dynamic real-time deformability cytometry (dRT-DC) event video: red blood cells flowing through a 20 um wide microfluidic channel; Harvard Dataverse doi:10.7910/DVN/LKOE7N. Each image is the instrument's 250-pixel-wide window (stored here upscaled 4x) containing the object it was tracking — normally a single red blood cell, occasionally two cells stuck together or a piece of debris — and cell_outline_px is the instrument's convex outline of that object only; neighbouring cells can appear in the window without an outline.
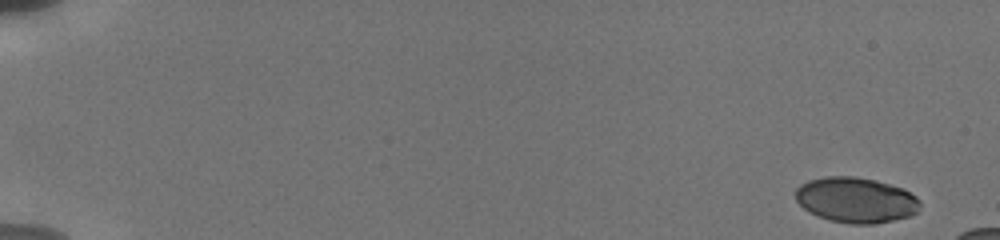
{"species": "human", "species_latin": "Homo sapiens", "temperature_condition": "cold", "stored_images_in_passage": 61, "camera_frame_rate_fps": 3000, "um_per_image_px": 0.085, "donor": {"sex": "male"}, "frame": {"image": 1, "passage_image": 1, "time_ms": 0.0, "image_size_px": [1000, 240], "cell_outline_px": [[920, 204], [916, 212], [908, 216], [876, 224], [848, 224], [828, 220], [816, 216], [808, 212], [796, 200], [796, 188], [800, 184], [808, 180], [828, 176], [852, 176], [876, 180], [900, 188], [916, 196], [920, 200]], "centroid_in_image_um": [72.71, 17.01], "position_along_channel_um": 12.3, "area_um2": 32.95}}
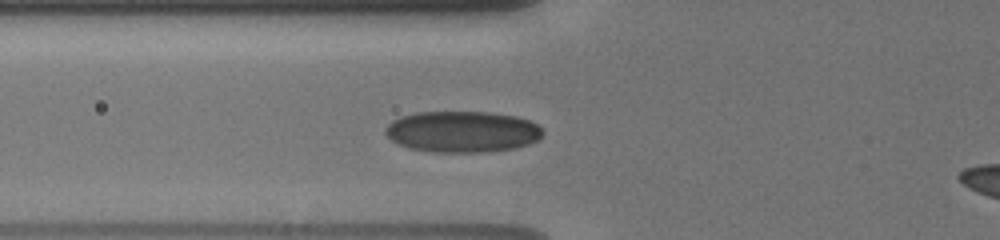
{"frame": {"image": 2, "passage_image": 17, "time_ms": 6.667, "image_size_px": [1000, 240], "cell_outline_px": [[544, 132], [536, 140], [528, 144], [512, 148], [488, 152], [432, 152], [408, 148], [392, 140], [384, 132], [384, 128], [392, 120], [400, 116], [416, 112], [492, 112], [516, 116], [528, 120], [536, 124]], "centroid_in_image_um": [39.26, 11.19], "position_along_channel_um": 86.5, "area_um2": 37.86}}
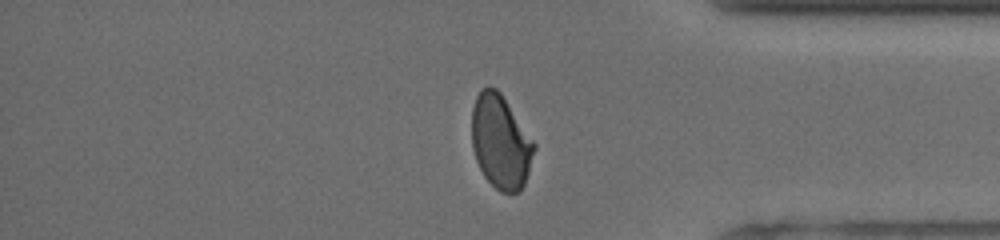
{"frame": {"image": 3, "passage_image": 49, "time_ms": 15.0, "image_size_px": [1000, 240], "cell_outline_px": [[536, 148], [524, 184], [516, 192], [500, 192], [484, 176], [476, 160], [472, 148], [472, 108], [476, 96], [480, 88], [488, 84], [496, 88], [500, 92], [536, 144]], "centroid_in_image_um": [42.53, 12.01], "position_along_channel_um": 392.7, "area_um2": 34.04}}